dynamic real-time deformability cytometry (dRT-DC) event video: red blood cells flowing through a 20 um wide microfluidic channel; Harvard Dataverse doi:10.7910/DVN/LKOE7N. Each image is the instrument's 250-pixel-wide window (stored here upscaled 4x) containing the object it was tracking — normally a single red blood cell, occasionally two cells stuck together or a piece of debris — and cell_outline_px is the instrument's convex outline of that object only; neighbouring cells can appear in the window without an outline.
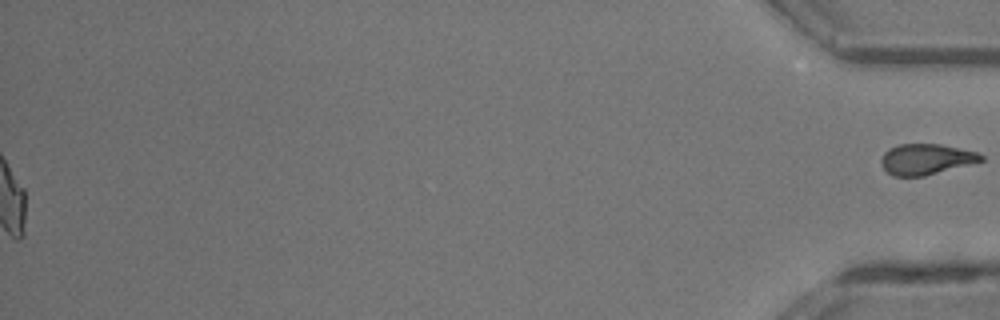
{"species": "common noctule bat (a hibernating species)", "species_latin": "Nyctalus noctula", "temperature_condition": "room temperature", "stored_images_in_passage": 47, "segment_of_instrument_passage": [2, 2], "camera_frame_rate_fps": 3000, "um_per_image_px": 0.085, "animal": {"sex": "male", "body_mass_g": 13.3}, "frame": {"image": 1, "passage_image": 47, "time_ms": 15.333, "image_size_px": [1000, 320], "cell_outline_px": [[984, 160], [924, 176], [896, 176], [888, 172], [884, 168], [880, 160], [884, 152], [888, 148], [900, 144], [940, 144], [976, 152], [984, 156]], "centroid_in_image_um": [78.69, 13.52], "position_along_channel_um": 356.5, "area_um2": 17.63}}